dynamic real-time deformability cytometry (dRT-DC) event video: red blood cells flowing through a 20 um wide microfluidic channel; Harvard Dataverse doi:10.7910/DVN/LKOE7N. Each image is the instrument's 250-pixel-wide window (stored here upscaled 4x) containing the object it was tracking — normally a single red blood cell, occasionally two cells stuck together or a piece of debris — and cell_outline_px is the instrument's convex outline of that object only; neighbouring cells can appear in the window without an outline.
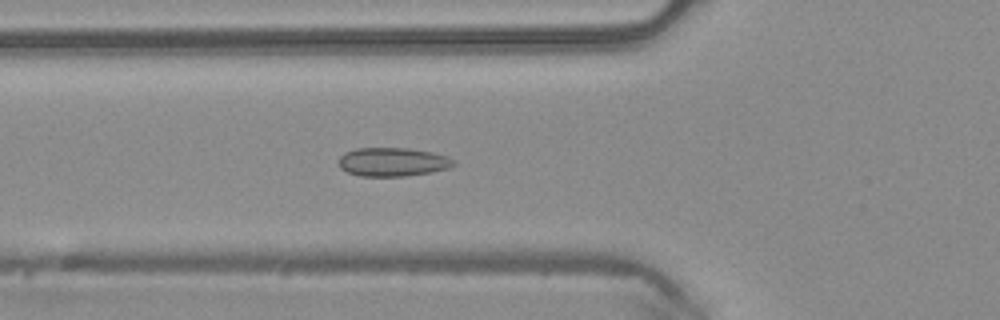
{"species": "common noctule bat (a hibernating species)", "species_latin": "Nyctalus noctula", "temperature_condition": "warm", "stored_images_in_passage": 40, "camera_frame_rate_fps": 3000, "um_per_image_px": 0.085, "animal": {"sex": "male", "body_mass_g": 20.4}, "frame": {"image": 1, "passage_image": 17, "time_ms": 5.333, "image_size_px": [1000, 320], "cell_outline_px": [[456, 164], [448, 168], [432, 172], [404, 176], [360, 176], [348, 172], [340, 168], [336, 160], [344, 152], [356, 148], [408, 148], [432, 152], [448, 156], [456, 160]], "centroid_in_image_um": [33.37, 13.76], "position_along_channel_um": 92.4, "area_um2": 19.48}}
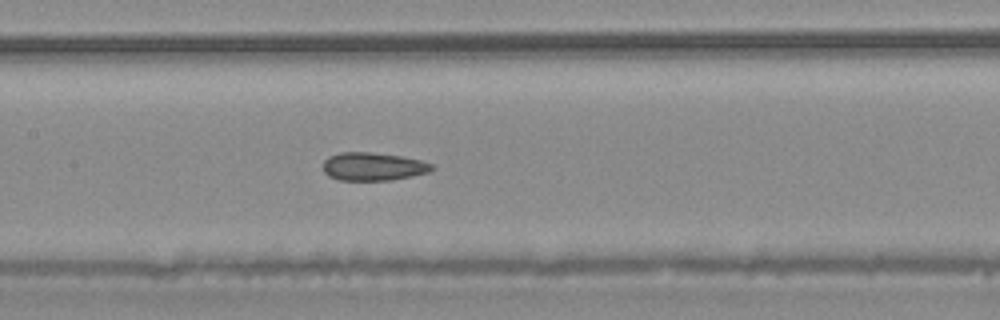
{"frame": {"image": 2, "passage_image": 23, "time_ms": 7.333, "image_size_px": [1000, 320], "cell_outline_px": [[432, 168], [428, 172], [412, 176], [388, 180], [340, 180], [328, 176], [324, 172], [324, 160], [328, 156], [340, 152], [368, 152], [400, 156], [420, 160], [432, 164]], "centroid_in_image_um": [31.67, 14.15], "position_along_channel_um": 175.7, "area_um2": 17.63}}
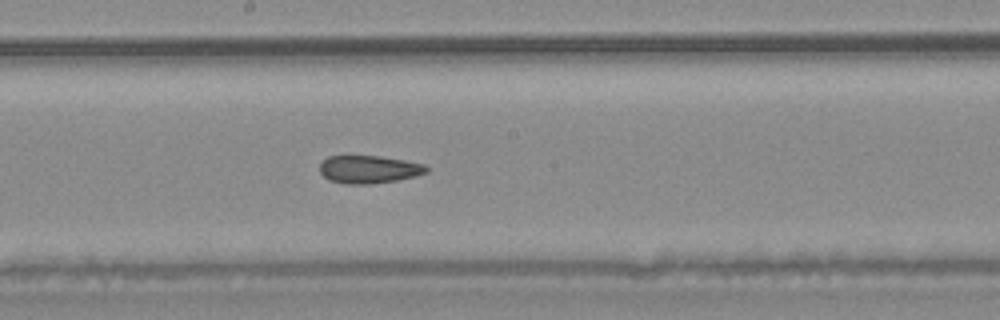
{"frame": {"image": 3, "passage_image": 26, "time_ms": 8.333, "image_size_px": [1000, 320], "cell_outline_px": [[428, 172], [416, 176], [396, 180], [372, 184], [344, 184], [328, 180], [320, 172], [320, 164], [328, 156], [380, 156], [404, 160], [424, 164], [428, 168]], "centroid_in_image_um": [31.35, 14.4], "position_along_channel_um": 216.8, "area_um2": 17.34}, "authors_computed_cell_mechanics": {"area_um2": 19.3052, "velocity_mm_per_s": 4.1323, "shape_relaxation_time_tau1_ms": null, "shape_relaxation_time_tau2_ms": 2.5683, "deformation_change_tau1": null, "deformation_change_tau2": 0.0623}}